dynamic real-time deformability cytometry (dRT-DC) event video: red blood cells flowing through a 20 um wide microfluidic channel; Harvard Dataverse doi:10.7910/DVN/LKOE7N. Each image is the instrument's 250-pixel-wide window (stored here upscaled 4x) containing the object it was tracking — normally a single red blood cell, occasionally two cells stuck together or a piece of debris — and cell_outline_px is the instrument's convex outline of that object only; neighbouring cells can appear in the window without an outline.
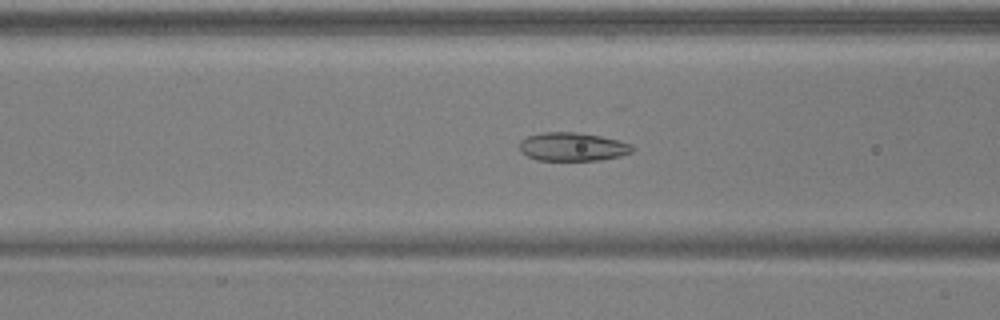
{"species": "common noctule bat (a hibernating species)", "species_latin": "Nyctalus noctula", "temperature_condition": "warm", "stored_images_in_passage": 52, "camera_frame_rate_fps": 3000, "um_per_image_px": 0.085, "animal": {"sex": "male", "body_mass_g": 17.9, "forearm_length_mm": 54.2}, "frame": {"image": 1, "passage_image": 21, "time_ms": 6.667, "image_size_px": [1000, 320], "cell_outline_px": [[632, 152], [620, 156], [600, 160], [536, 160], [520, 152], [520, 140], [528, 136], [544, 132], [576, 132], [600, 136], [620, 140], [632, 144]], "centroid_in_image_um": [48.66, 12.47], "position_along_channel_um": 117.9, "area_um2": 18.73}}
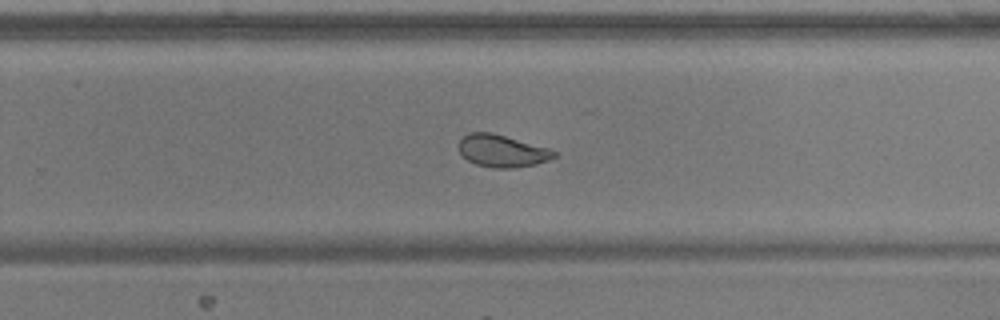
{"frame": {"image": 2, "passage_image": 34, "time_ms": 11.0, "image_size_px": [1000, 320], "cell_outline_px": [[556, 156], [548, 160], [536, 164], [512, 168], [496, 168], [476, 164], [468, 160], [460, 152], [456, 144], [468, 132], [492, 132], [548, 148], [556, 152]], "centroid_in_image_um": [42.64, 12.82], "position_along_channel_um": 287.2, "area_um2": 17.86}}
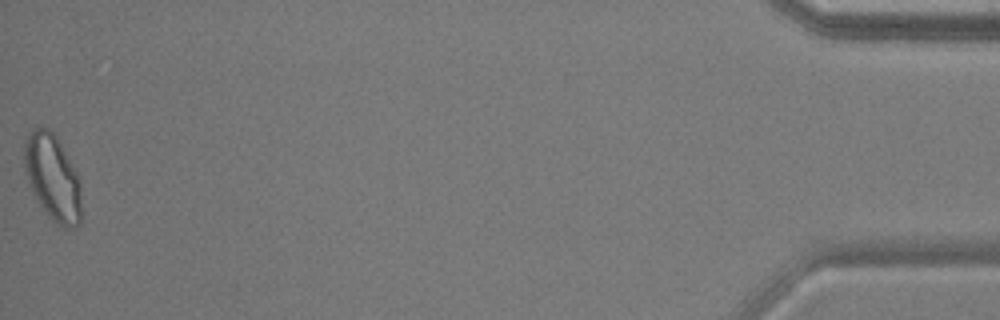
{"frame": {"image": 3, "passage_image": 52, "time_ms": 17.0, "image_size_px": [1000, 320], "cell_outline_px": [[80, 224], [68, 228], [64, 228], [56, 224], [48, 216], [32, 192], [24, 172], [24, 140], [28, 132], [32, 128], [48, 128], [56, 136], [76, 172], [80, 184]], "centroid_in_image_um": [4.44, 15.08], "position_along_channel_um": 430.8, "area_um2": 28.55}, "authors_computed_cell_mechanics": {"area_um2": 20.808, "velocity_mm_per_s": 3.9094, "shape_relaxation_time_tau1_ms": 6.3463, "shape_relaxation_time_tau2_ms": 1.3513, "deformation_change_tau1": 0.1485, "deformation_change_tau2": 0.0592}}